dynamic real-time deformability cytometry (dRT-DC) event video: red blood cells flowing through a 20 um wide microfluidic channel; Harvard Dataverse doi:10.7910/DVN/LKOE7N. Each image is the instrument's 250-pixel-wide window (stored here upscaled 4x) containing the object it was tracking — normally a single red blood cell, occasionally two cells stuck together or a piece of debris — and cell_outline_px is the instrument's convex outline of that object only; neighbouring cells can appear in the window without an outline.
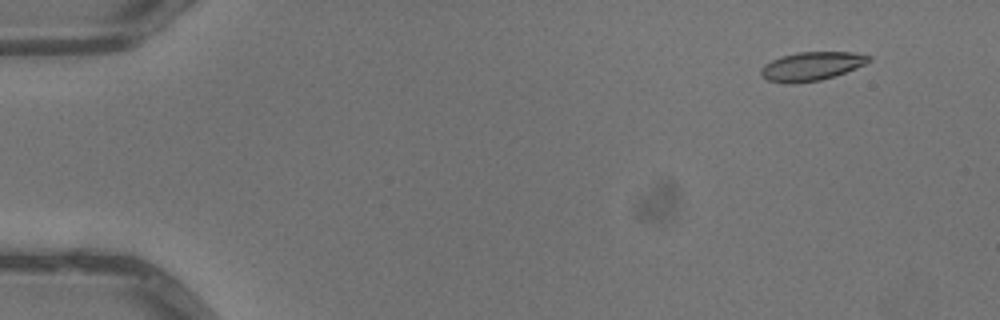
{"species": "common noctule bat (a hibernating species)", "species_latin": "Nyctalus noctula", "temperature_condition": "warm", "stored_images_in_passage": 5, "camera_frame_rate_fps": 3000, "um_per_image_px": 0.085, "animal": {"sex": "male", "body_mass_g": 13.3}, "frame": {"image": 1, "passage_image": 2, "time_ms": 0.333, "image_size_px": [1000, 320], "cell_outline_px": [[872, 60], [856, 68], [820, 80], [792, 84], [768, 80], [760, 76], [760, 68], [764, 64], [780, 56], [796, 52], [852, 52], [872, 56]], "centroid_in_image_um": [68.95, 5.62], "position_along_channel_um": 16.1, "area_um2": 18.03}}
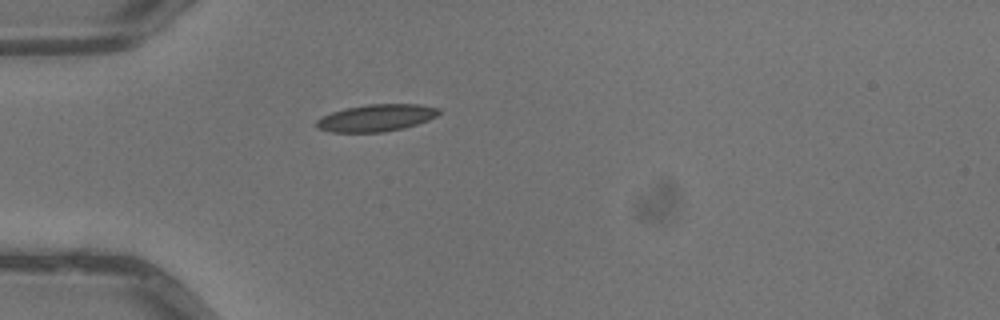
{"frame": {"image": 2, "passage_image": 5, "time_ms": 1.333, "image_size_px": [1000, 320], "cell_outline_px": [[440, 112], [436, 116], [428, 120], [404, 128], [384, 132], [332, 132], [316, 128], [316, 120], [320, 116], [344, 108], [368, 104], [420, 104], [440, 108]], "centroid_in_image_um": [31.96, 10.01], "position_along_channel_um": 53.0, "area_um2": 19.42}}